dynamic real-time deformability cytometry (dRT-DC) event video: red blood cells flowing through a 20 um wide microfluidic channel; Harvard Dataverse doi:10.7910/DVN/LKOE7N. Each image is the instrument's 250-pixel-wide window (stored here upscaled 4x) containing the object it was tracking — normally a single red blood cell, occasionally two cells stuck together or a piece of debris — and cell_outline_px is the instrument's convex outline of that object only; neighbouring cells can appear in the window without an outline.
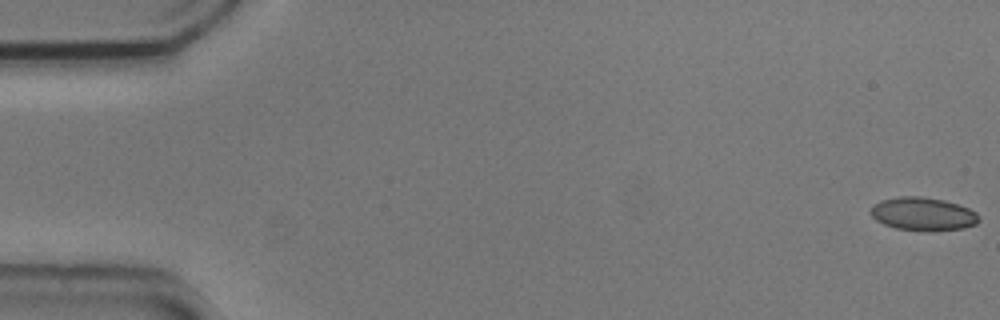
{"species": "common noctule bat (a hibernating species)", "species_latin": "Nyctalus noctula", "temperature_condition": "cold", "stored_images_in_passage": 8, "camera_frame_rate_fps": 3000, "um_per_image_px": 0.085, "animal": {"sex": "male", "body_mass_g": 20.5, "forearm_length_mm": 52.5}, "frame": {"image": 1, "passage_image": 1, "time_ms": 0.0, "image_size_px": [1000, 320], "cell_outline_px": [[980, 220], [976, 224], [964, 228], [928, 232], [924, 232], [896, 228], [884, 224], [876, 220], [872, 216], [872, 204], [880, 200], [900, 196], [920, 196], [944, 200], [968, 208], [976, 212], [980, 216]], "centroid_in_image_um": [78.47, 18.2], "position_along_channel_um": 6.5, "area_um2": 21.15}}
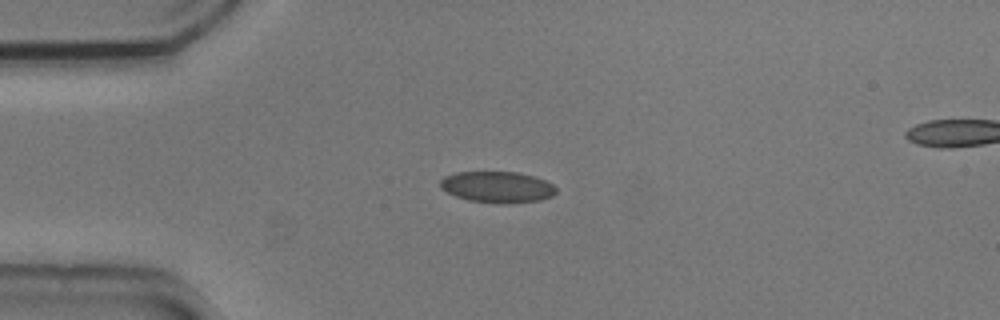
{"frame": {"image": 2, "passage_image": 5, "time_ms": 1.333, "image_size_px": [1000, 320], "cell_outline_px": [[556, 192], [552, 196], [540, 200], [468, 200], [456, 196], [440, 188], [440, 180], [444, 176], [456, 172], [516, 172], [532, 176], [544, 180], [552, 184], [556, 188]], "centroid_in_image_um": [42.22, 15.83], "position_along_channel_um": 42.8, "area_um2": 19.94}}